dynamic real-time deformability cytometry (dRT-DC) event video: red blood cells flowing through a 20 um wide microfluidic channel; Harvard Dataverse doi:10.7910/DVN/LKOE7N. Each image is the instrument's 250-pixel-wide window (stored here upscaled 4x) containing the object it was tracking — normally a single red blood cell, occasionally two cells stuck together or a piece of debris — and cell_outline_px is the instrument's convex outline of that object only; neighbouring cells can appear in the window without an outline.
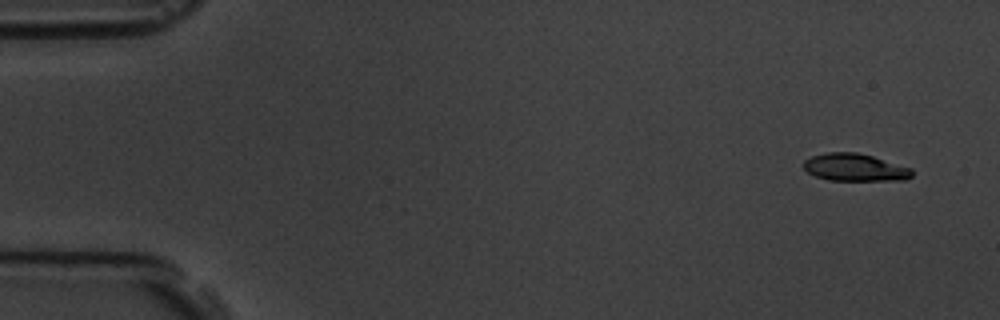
{"species": "common noctule bat (a hibernating species)", "species_latin": "Nyctalus noctula", "temperature_condition": "room temperature", "stored_images_in_passage": 4, "camera_frame_rate_fps": 3000, "um_per_image_px": 0.085, "animal": {"sex": "male", "body_mass_g": 19.5, "forearm_length_mm": 54.6}, "frame": {"image": 1, "passage_image": 1, "time_ms": 0.0, "image_size_px": [1000, 320], "cell_outline_px": [[912, 176], [904, 180], [828, 180], [816, 176], [808, 172], [804, 168], [804, 160], [812, 156], [828, 152], [856, 152], [872, 156], [912, 168]], "centroid_in_image_um": [72.67, 14.23], "position_along_channel_um": 12.3, "area_um2": 17.22}}
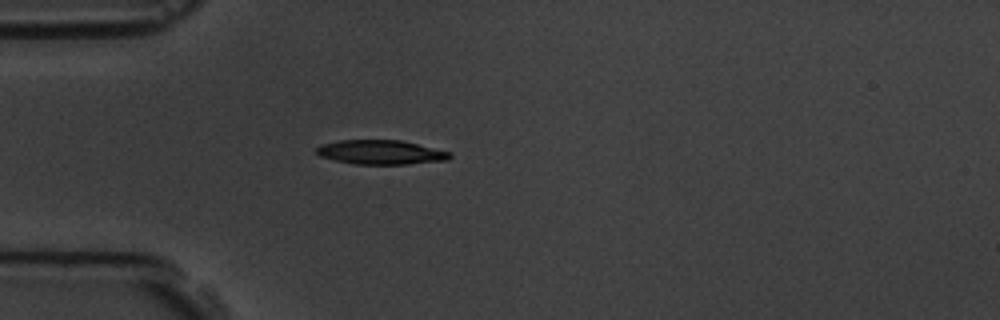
{"frame": {"image": 2, "passage_image": 4, "time_ms": 4.333, "image_size_px": [1000, 320], "cell_outline_px": [[452, 156], [448, 160], [408, 164], [356, 164], [336, 160], [320, 156], [316, 152], [316, 148], [320, 144], [340, 140], [400, 140], [452, 152]], "centroid_in_image_um": [32.39, 12.94], "position_along_channel_um": 52.6, "area_um2": 18.84}}